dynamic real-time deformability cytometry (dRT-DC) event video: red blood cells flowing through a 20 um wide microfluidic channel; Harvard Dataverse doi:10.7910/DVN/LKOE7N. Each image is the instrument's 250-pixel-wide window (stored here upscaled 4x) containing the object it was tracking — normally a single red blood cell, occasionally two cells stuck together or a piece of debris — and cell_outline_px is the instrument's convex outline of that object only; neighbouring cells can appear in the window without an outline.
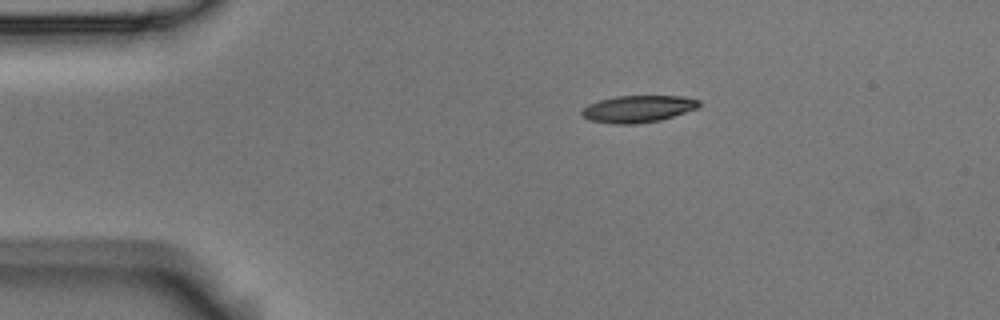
{"species": "Egyptian fruit bat (a non-hibernating species)", "species_latin": "Rousettus aegyptiacus", "temperature_condition": "room temperature", "stored_images_in_passage": 5, "camera_frame_rate_fps": 3000, "um_per_image_px": 0.085, "animal": {"sex": "male"}, "frame": {"image": 1, "passage_image": 1, "time_ms": 0.0, "image_size_px": [1000, 320], "cell_outline_px": [[700, 104], [696, 108], [660, 120], [636, 124], [612, 124], [592, 120], [584, 116], [580, 112], [588, 104], [600, 100], [616, 96], [684, 96], [700, 100]], "centroid_in_image_um": [54.23, 9.25], "position_along_channel_um": 30.8, "area_um2": 18.21}}
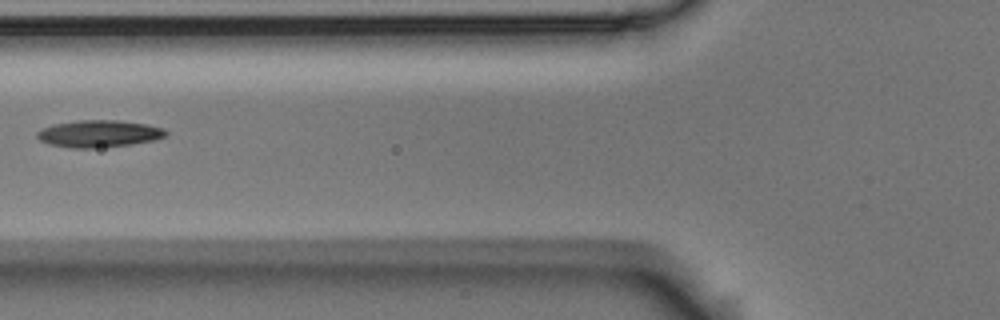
{"frame": {"image": 2, "passage_image": 4, "time_ms": 1.0, "image_size_px": [1000, 320], "cell_outline_px": [[168, 136], [156, 140], [132, 144], [92, 148], [72, 148], [48, 144], [40, 140], [36, 136], [36, 132], [44, 128], [56, 124], [80, 120], [116, 120], [144, 124], [164, 128], [168, 132]], "centroid_in_image_um": [8.44, 11.37], "position_along_channel_um": 117.4, "area_um2": 20.23}}
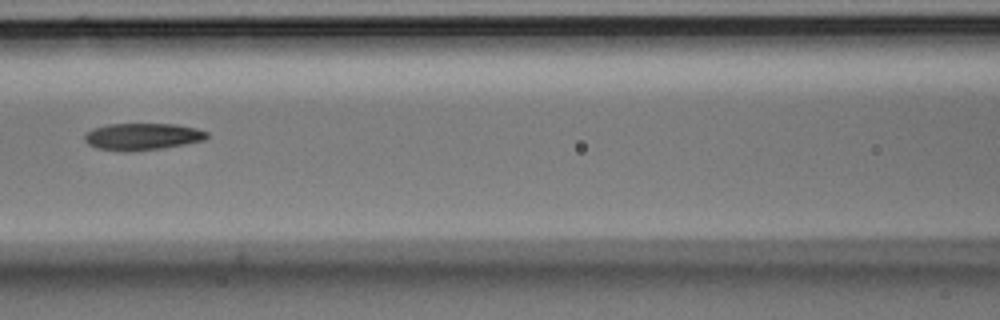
{"frame": {"image": 3, "passage_image": 5, "time_ms": 1.333, "image_size_px": [1000, 320], "cell_outline_px": [[208, 136], [204, 140], [184, 144], [160, 148], [96, 148], [88, 144], [84, 140], [84, 132], [92, 128], [108, 124], [176, 124], [196, 128], [208, 132]], "centroid_in_image_um": [12.11, 11.55], "position_along_channel_um": 154.5, "area_um2": 18.32}}